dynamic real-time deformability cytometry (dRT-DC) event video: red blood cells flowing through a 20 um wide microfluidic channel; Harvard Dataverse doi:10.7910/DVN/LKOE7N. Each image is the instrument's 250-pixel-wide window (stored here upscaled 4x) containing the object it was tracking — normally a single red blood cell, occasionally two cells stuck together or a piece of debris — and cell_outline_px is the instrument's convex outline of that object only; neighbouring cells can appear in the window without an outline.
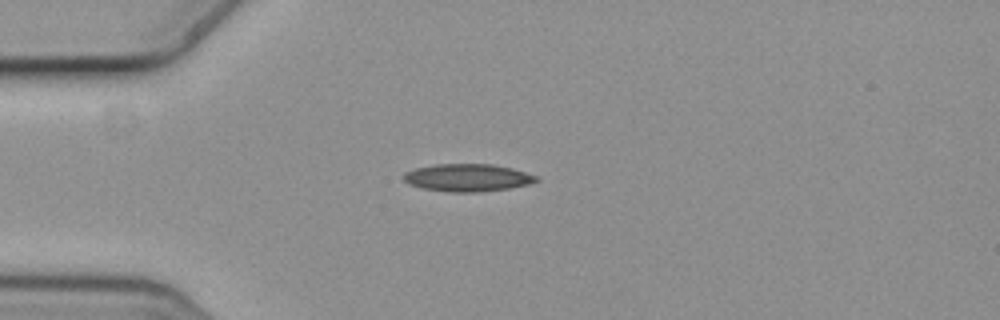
{"species": "common noctule bat (a hibernating species)", "species_latin": "Nyctalus noctula", "temperature_condition": "cold", "stored_images_in_passage": 6, "camera_frame_rate_fps": 3000, "um_per_image_px": 0.085, "animal": {"sex": "female", "body_mass_g": 19.3, "forearm_length_mm": 54.1}, "frame": {"image": 1, "passage_image": 1, "time_ms": 0.0, "image_size_px": [1000, 320], "cell_outline_px": [[540, 180], [528, 184], [508, 188], [476, 192], [452, 192], [424, 188], [408, 184], [404, 180], [404, 172], [416, 168], [436, 164], [492, 164], [512, 168], [536, 176]], "centroid_in_image_um": [39.73, 15.09], "position_along_channel_um": 45.3, "area_um2": 21.04}}
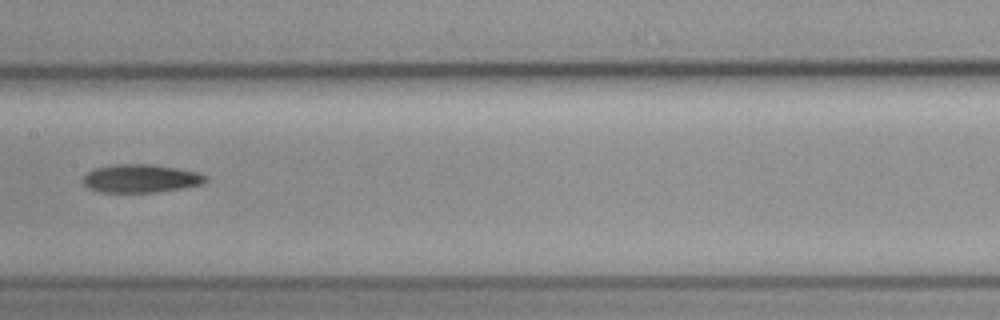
{"frame": {"image": 2, "passage_image": 5, "time_ms": 1.333, "image_size_px": [1000, 320], "cell_outline_px": [[208, 180], [204, 184], [184, 188], [156, 192], [100, 192], [88, 188], [84, 184], [84, 176], [88, 172], [96, 168], [116, 164], [152, 164], [176, 168], [196, 172], [208, 176]], "centroid_in_image_um": [12.01, 15.17], "position_along_channel_um": 195.4, "area_um2": 20.17}}
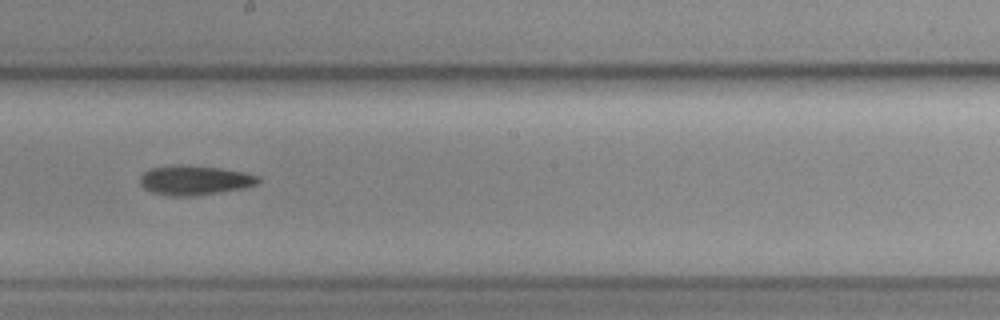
{"frame": {"image": 3, "passage_image": 6, "time_ms": 1.667, "image_size_px": [1000, 320], "cell_outline_px": [[260, 180], [256, 184], [244, 188], [192, 196], [172, 196], [152, 192], [144, 188], [140, 184], [140, 176], [148, 168], [172, 164], [180, 164], [220, 168], [244, 172], [260, 176]], "centroid_in_image_um": [16.51, 15.3], "position_along_channel_um": 231.7, "area_um2": 20.46}}